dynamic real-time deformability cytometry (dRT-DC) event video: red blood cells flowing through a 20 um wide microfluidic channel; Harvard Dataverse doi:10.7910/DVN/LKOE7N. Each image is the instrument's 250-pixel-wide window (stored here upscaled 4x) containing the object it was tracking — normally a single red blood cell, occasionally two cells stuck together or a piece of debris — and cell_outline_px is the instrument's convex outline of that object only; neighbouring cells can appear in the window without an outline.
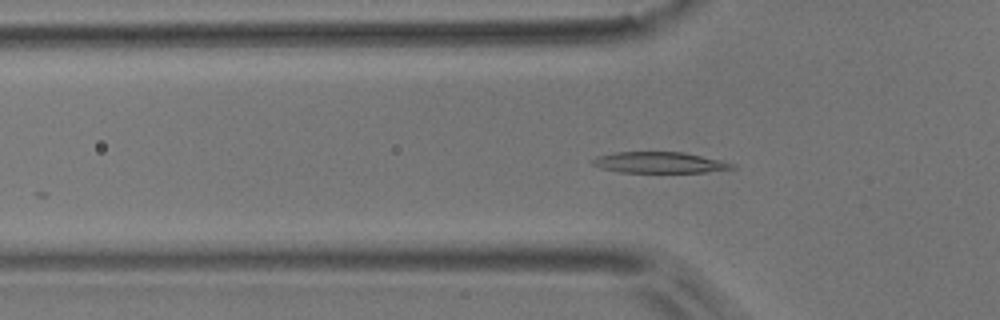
{"species": "common noctule bat (a hibernating species)", "species_latin": "Nyctalus noctula", "temperature_condition": "room temperature", "stored_images_in_passage": 4, "camera_frame_rate_fps": 3000, "um_per_image_px": 0.085, "animal": {"sex": "male", "body_mass_g": 17.9}, "frame": {"image": 1, "passage_image": 4, "time_ms": 1.0, "image_size_px": [1000, 320], "cell_outline_px": [[736, 168], [704, 172], [620, 172], [600, 168], [592, 164], [592, 160], [596, 156], [616, 152], [684, 152], [720, 160], [736, 164]], "centroid_in_image_um": [56.05, 13.81], "position_along_channel_um": 69.8, "area_um2": 17.05}}